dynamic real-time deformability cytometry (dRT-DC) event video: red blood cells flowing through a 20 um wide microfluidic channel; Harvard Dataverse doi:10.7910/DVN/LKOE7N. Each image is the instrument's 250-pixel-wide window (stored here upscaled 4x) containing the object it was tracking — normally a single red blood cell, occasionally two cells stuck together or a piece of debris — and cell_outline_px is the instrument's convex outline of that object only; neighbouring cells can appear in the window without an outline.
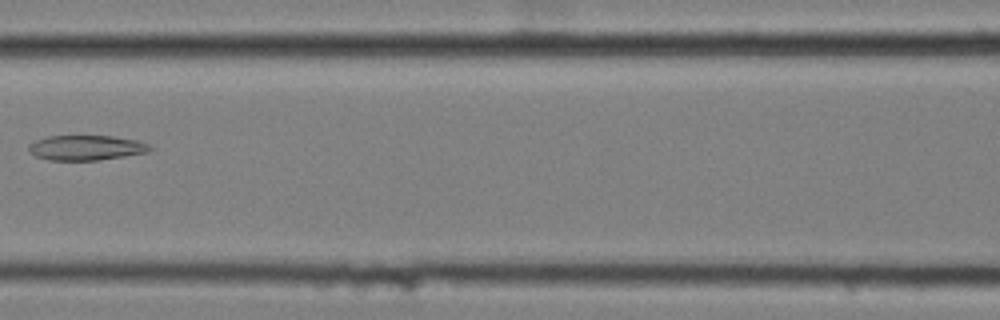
{"species": "common noctule bat (a hibernating species)", "species_latin": "Nyctalus noctula", "temperature_condition": "cold", "stored_images_in_passage": 7, "camera_frame_rate_fps": 3000, "um_per_image_px": 0.085, "animal": {"sex": "female", "body_mass_g": 25.1}, "frame": {"image": 1, "passage_image": 7, "time_ms": 2.0, "image_size_px": [1000, 320], "cell_outline_px": [[152, 148], [148, 152], [124, 156], [96, 160], [48, 160], [36, 156], [28, 148], [28, 144], [36, 140], [48, 136], [112, 136], [136, 140], [148, 144]], "centroid_in_image_um": [7.31, 12.55], "position_along_channel_um": 159.3, "area_um2": 17.46}}